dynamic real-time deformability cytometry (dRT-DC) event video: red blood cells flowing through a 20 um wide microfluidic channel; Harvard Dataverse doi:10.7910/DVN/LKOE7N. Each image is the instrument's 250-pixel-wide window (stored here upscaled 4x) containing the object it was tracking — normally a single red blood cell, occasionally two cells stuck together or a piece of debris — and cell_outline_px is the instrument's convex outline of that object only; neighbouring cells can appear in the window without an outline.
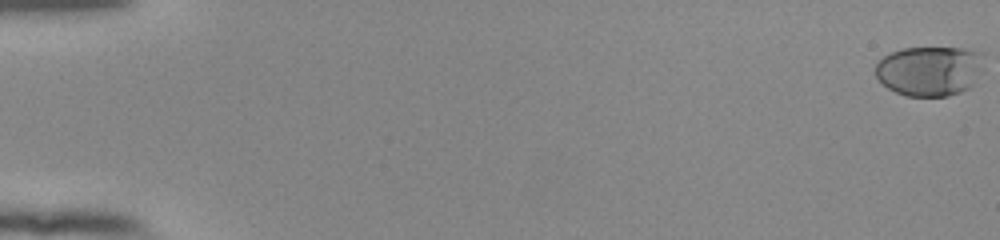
{"species": "human", "species_latin": "Homo sapiens", "temperature_condition": "room temperature", "stored_images_in_passage": 56, "camera_frame_rate_fps": 3000, "um_per_image_px": 0.085, "donor": {"sex": "female"}, "frame": {"image": 1, "passage_image": 1, "time_ms": 0.0, "image_size_px": [1000, 240], "cell_outline_px": [[984, 52], [972, 84], [968, 88], [960, 92], [948, 96], [904, 96], [888, 88], [876, 76], [876, 64], [884, 56], [892, 52], [904, 48], [964, 48]], "centroid_in_image_um": [78.97, 6.02], "position_along_channel_um": 6.0, "area_um2": 31.04}}
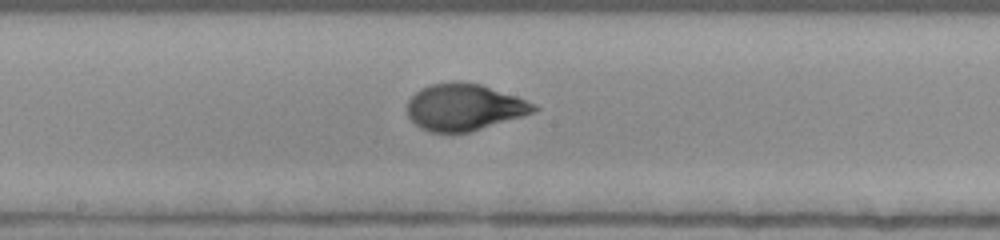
{"frame": {"image": 2, "passage_image": 32, "time_ms": 10.333, "image_size_px": [1000, 240], "cell_outline_px": [[540, 108], [532, 112], [520, 116], [468, 132], [428, 132], [420, 128], [408, 116], [408, 100], [420, 88], [432, 84], [452, 80], [460, 80], [480, 84], [516, 96], [536, 104]], "centroid_in_image_um": [39.42, 9.08], "position_along_channel_um": 208.8, "area_um2": 34.22}}
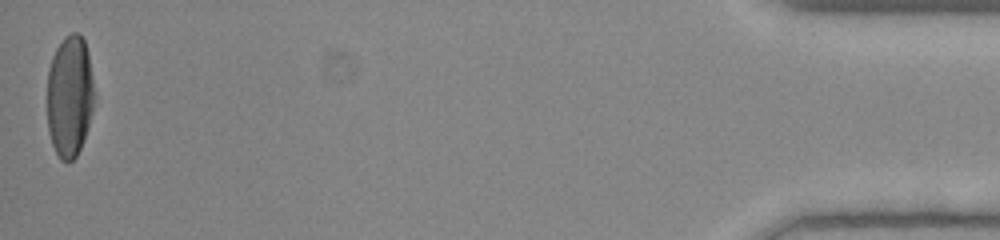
{"frame": {"image": 3, "passage_image": 56, "time_ms": 18.333, "image_size_px": [1000, 240], "cell_outline_px": [[92, 108], [84, 140], [76, 156], [72, 160], [60, 160], [52, 144], [48, 128], [48, 68], [52, 56], [56, 48], [64, 36], [72, 32], [76, 32], [84, 40], [88, 52], [92, 76]], "centroid_in_image_um": [5.9, 8.15], "position_along_channel_um": 429.3, "area_um2": 33.0}, "authors_computed_cell_mechanics": {"area_um2": 33.8419, "velocity_mm_per_s": 3.8332, "shape_relaxation_time_tau1_ms": 3.7983, "shape_relaxation_time_tau2_ms": null, "deformation_change_tau1": 0.1995, "deformation_change_tau2": null}}